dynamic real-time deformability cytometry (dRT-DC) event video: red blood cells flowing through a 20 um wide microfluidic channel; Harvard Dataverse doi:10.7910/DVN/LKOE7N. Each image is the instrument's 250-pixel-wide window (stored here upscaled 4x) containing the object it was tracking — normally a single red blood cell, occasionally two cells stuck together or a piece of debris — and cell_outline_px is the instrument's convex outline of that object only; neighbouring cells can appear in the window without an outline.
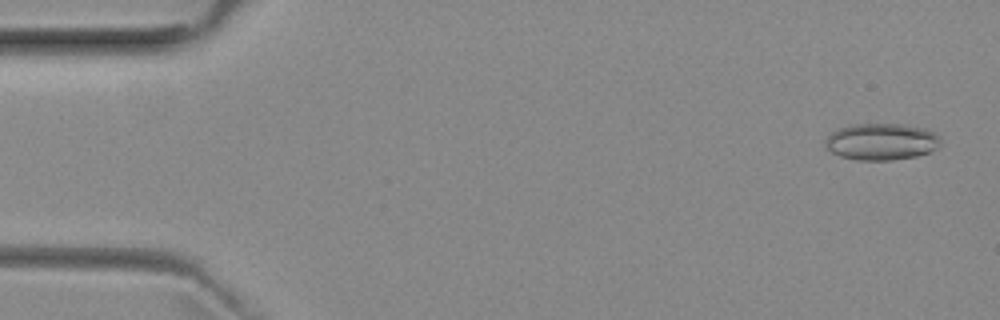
{"species": "common noctule bat (a hibernating species)", "species_latin": "Nyctalus noctula", "temperature_condition": "room temperature", "stored_images_in_passage": 44, "camera_frame_rate_fps": 3000, "um_per_image_px": 0.085, "animal": {"sex": "female", "body_mass_g": 29.2, "forearm_length_mm": 56.3}, "frame": {"image": 1, "passage_image": 2, "time_ms": 0.333, "image_size_px": [1000, 320], "cell_outline_px": [[940, 144], [936, 148], [928, 152], [916, 156], [892, 160], [856, 160], [840, 156], [824, 148], [824, 140], [832, 132], [848, 124], [904, 124], [928, 128], [940, 136]], "centroid_in_image_um": [74.91, 12.03], "position_along_channel_um": 10.1, "area_um2": 24.97}}
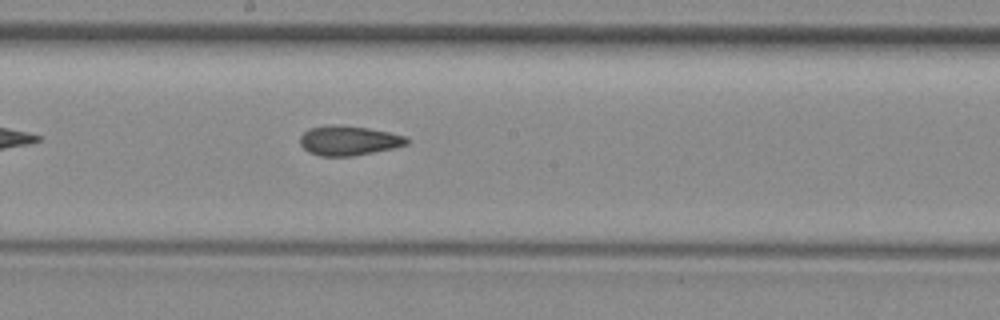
{"frame": {"image": 2, "passage_image": 28, "time_ms": 9.0, "image_size_px": [1000, 320], "cell_outline_px": [[408, 144], [392, 148], [352, 156], [320, 156], [308, 152], [300, 144], [300, 136], [308, 128], [332, 124], [368, 128], [408, 136]], "centroid_in_image_um": [29.62, 11.94], "position_along_channel_um": 218.6, "area_um2": 18.38}}
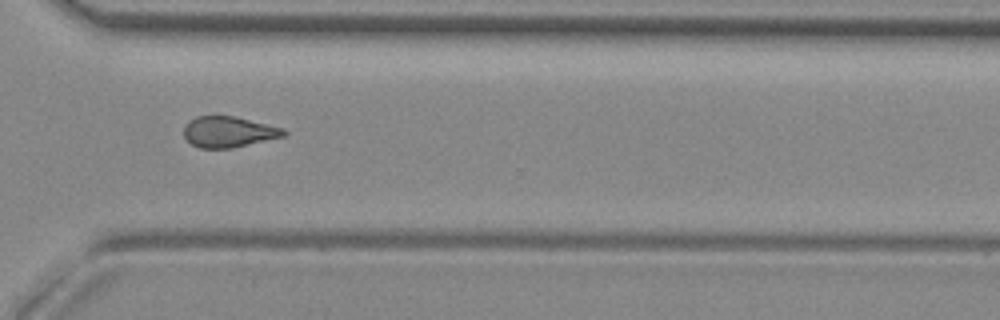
{"frame": {"image": 3, "passage_image": 38, "time_ms": 12.333, "image_size_px": [1000, 320], "cell_outline_px": [[288, 132], [284, 136], [232, 148], [200, 148], [192, 144], [184, 136], [184, 124], [188, 120], [196, 116], [236, 116], [284, 128]], "centroid_in_image_um": [19.42, 11.2], "position_along_channel_um": 351.2, "area_um2": 18.03}, "authors_computed_cell_mechanics": {"area_um2": 18.8139, "velocity_mm_per_s": 3.9784, "shape_relaxation_time_tau1_ms": null, "shape_relaxation_time_tau2_ms": 3.1194, "deformation_change_tau1": null, "deformation_change_tau2": 0.103}}